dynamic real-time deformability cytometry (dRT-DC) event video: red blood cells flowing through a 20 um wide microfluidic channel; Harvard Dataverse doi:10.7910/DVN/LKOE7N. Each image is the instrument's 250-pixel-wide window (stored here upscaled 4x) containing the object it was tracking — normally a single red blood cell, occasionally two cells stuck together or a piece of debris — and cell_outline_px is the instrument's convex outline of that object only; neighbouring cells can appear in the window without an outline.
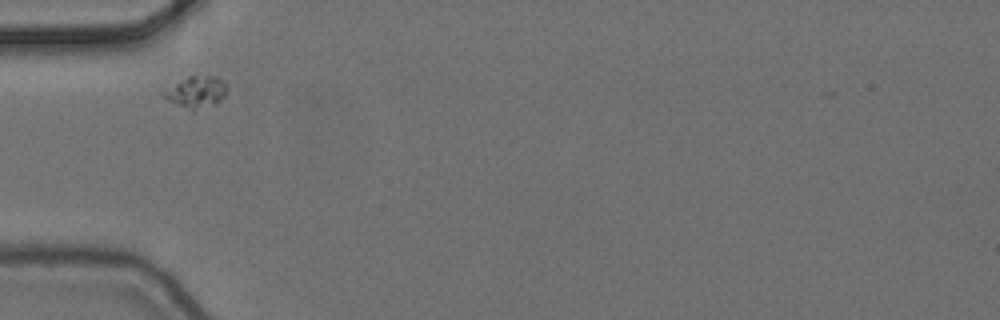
{"species": "common noctule bat (a hibernating species)", "species_latin": "Nyctalus noctula", "temperature_condition": "cold", "stored_images_in_passage": 4, "camera_frame_rate_fps": 3000, "um_per_image_px": 0.085, "animal": {"sex": "female", "body_mass_g": 24.6, "forearm_length_mm": 56.2}, "frame": {"image": 1, "passage_image": 1, "time_ms": 0.0, "image_size_px": [1000, 320], "cell_outline_px": [[228, 88], [224, 96], [216, 104], [192, 112], [168, 100], [160, 92], [188, 76], [216, 76]], "centroid_in_image_um": [16.67, 7.85], "position_along_channel_um": 68.3, "area_um2": 11.62}}
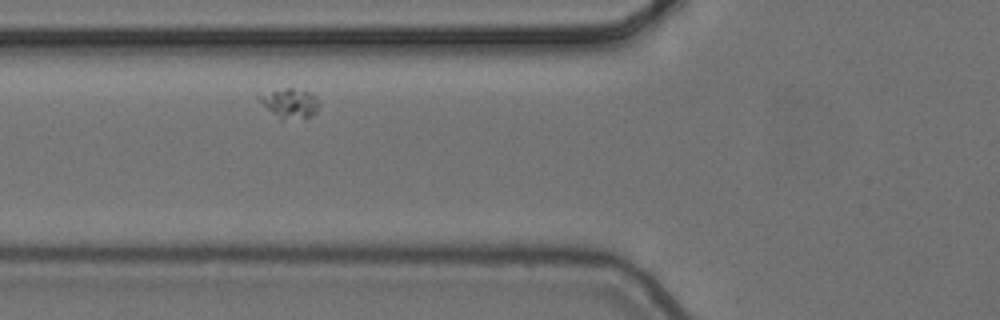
{"frame": {"image": 2, "passage_image": 2, "time_ms": 0.333, "image_size_px": [1000, 320], "cell_outline_px": [[320, 108], [312, 116], [280, 120], [256, 96], [256, 92], [288, 88], [292, 88], [312, 92], [316, 96], [320, 104]], "centroid_in_image_um": [24.64, 8.74], "position_along_channel_um": 101.2, "area_um2": 10.52}}